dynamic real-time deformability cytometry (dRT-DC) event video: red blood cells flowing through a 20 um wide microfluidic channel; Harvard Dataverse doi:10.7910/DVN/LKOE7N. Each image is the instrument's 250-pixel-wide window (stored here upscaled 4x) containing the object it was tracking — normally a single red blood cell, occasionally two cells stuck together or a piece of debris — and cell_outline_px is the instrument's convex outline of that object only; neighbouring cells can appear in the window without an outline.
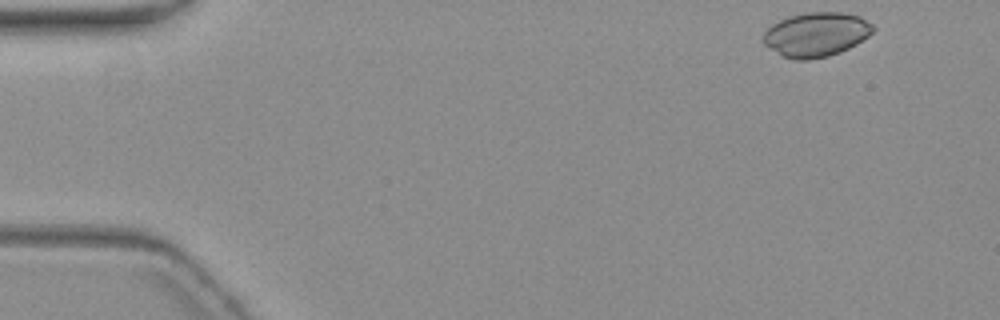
{"species": "common noctule bat (a hibernating species)", "species_latin": "Nyctalus noctula", "temperature_condition": "warm", "stored_images_in_passage": 4, "camera_frame_rate_fps": 3000, "um_per_image_px": 0.085, "animal": {"sex": "female", "body_mass_g": 19.3, "forearm_length_mm": 54.1}, "frame": {"image": 1, "passage_image": 1, "time_ms": 0.0, "image_size_px": [1000, 320], "cell_outline_px": [[876, 28], [868, 36], [856, 44], [840, 52], [828, 56], [808, 60], [796, 60], [784, 56], [764, 44], [764, 32], [772, 24], [788, 16], [804, 12], [840, 12], [860, 16], [872, 24]], "centroid_in_image_um": [69.39, 2.92], "position_along_channel_um": 15.6, "area_um2": 28.21}}